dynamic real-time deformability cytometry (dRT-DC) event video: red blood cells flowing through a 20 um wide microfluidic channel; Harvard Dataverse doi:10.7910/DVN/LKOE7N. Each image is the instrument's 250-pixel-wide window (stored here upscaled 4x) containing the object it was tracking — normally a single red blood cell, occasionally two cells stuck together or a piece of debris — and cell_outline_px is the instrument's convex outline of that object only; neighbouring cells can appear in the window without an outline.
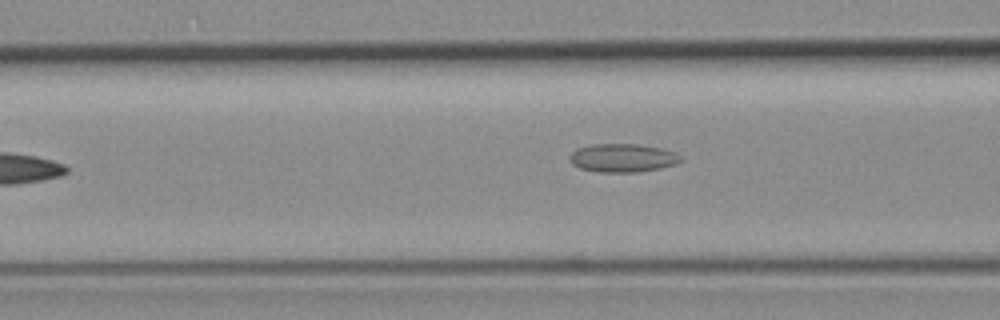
{"species": "common noctule bat (a hibernating species)", "species_latin": "Nyctalus noctula", "temperature_condition": "room temperature", "stored_images_in_passage": 4, "camera_frame_rate_fps": 3000, "um_per_image_px": 0.085, "animal": {"sex": "female", "body_mass_g": 19.3, "forearm_length_mm": 54.1}, "frame": {"image": 1, "passage_image": 4, "time_ms": 4.333, "image_size_px": [1000, 320], "cell_outline_px": [[680, 160], [676, 164], [660, 168], [640, 172], [596, 172], [580, 168], [572, 164], [568, 160], [568, 156], [576, 148], [592, 144], [640, 144], [664, 148], [676, 152], [680, 156]], "centroid_in_image_um": [52.9, 13.42], "position_along_channel_um": 113.7, "area_um2": 18.67}}